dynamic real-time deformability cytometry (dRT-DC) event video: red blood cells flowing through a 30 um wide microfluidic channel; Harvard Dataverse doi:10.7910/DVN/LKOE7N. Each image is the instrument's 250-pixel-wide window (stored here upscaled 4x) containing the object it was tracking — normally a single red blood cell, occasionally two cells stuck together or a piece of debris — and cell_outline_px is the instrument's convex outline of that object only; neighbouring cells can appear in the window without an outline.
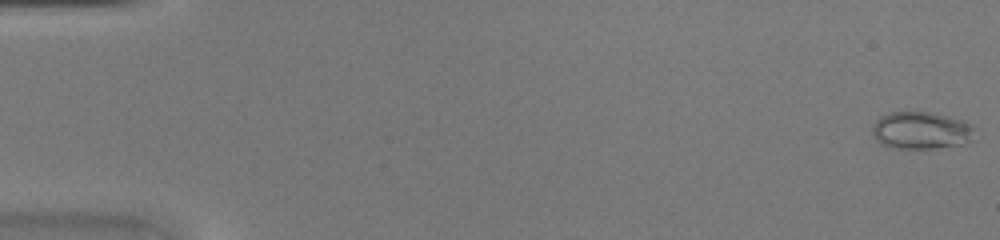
{"species": "common noctule bat (a hibernating species)", "species_latin": "Nyctalus noctula", "temperature_condition": "warm", "stored_images_in_passage": 46, "camera_frame_rate_fps": 3000, "um_per_image_px": 0.085, "animal": {"sex": "female", "body_mass_g": 20.0, "forearm_length_mm": 54.0}, "frame": {"image": 1, "passage_image": 1, "time_ms": 0.0, "image_size_px": [1000, 240], "cell_outline_px": [[976, 128], [972, 140], [960, 144], [936, 148], [888, 148], [880, 144], [876, 140], [872, 132], [872, 124], [880, 116], [892, 112], [932, 112], [964, 120], [972, 124]], "centroid_in_image_um": [78.29, 11.08], "position_along_channel_um": 6.7, "area_um2": 22.6}}
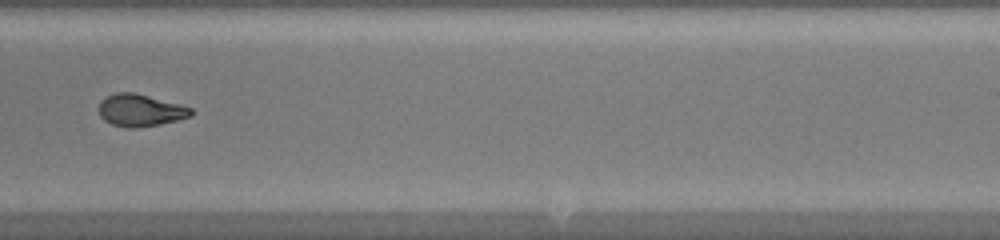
{"frame": {"image": 2, "passage_image": 30, "time_ms": 9.667, "image_size_px": [1000, 240], "cell_outline_px": [[192, 116], [160, 124], [136, 128], [124, 128], [112, 124], [104, 120], [100, 116], [100, 100], [116, 92], [132, 92], [180, 104], [192, 108]], "centroid_in_image_um": [11.92, 9.38], "position_along_channel_um": 277.1, "area_um2": 17.17}}
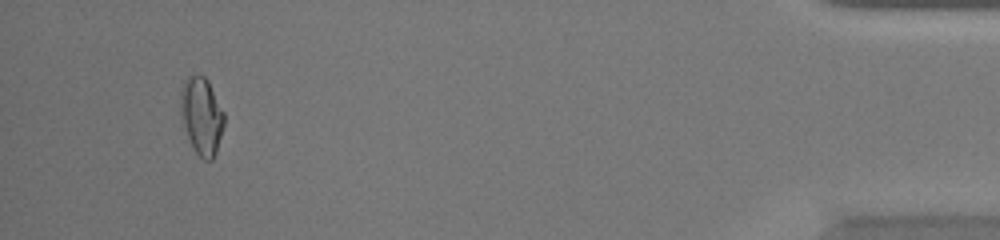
{"frame": {"image": 3, "passage_image": 44, "time_ms": 14.333, "image_size_px": [1000, 240], "cell_outline_px": [[224, 124], [216, 152], [212, 160], [204, 160], [196, 152], [180, 120], [180, 88], [184, 80], [188, 76], [204, 76], [208, 80], [224, 112]], "centroid_in_image_um": [17.11, 9.83], "position_along_channel_um": 418.1, "area_um2": 19.65}}